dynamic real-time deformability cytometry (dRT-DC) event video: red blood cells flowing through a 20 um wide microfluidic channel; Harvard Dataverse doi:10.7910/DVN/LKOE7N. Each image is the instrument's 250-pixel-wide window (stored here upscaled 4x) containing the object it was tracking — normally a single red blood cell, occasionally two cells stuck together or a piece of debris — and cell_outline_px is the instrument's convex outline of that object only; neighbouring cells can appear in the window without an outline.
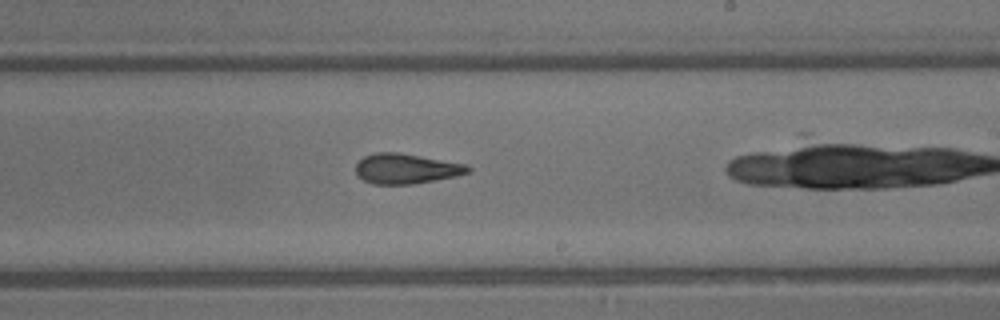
{"species": "common noctule bat (a hibernating species)", "species_latin": "Nyctalus noctula", "temperature_condition": "warm", "stored_images_in_passage": 18, "camera_frame_rate_fps": 3000, "um_per_image_px": 0.085, "animal": {"sex": "male", "body_mass_g": 13.3}, "frame": {"image": 1, "passage_image": 10, "time_ms": 3.0, "image_size_px": [1000, 320], "cell_outline_px": [[472, 172], [456, 176], [412, 184], [372, 184], [364, 180], [356, 172], [356, 164], [364, 156], [376, 152], [400, 152], [468, 164], [472, 168]], "centroid_in_image_um": [34.57, 14.32], "position_along_channel_um": 254.4, "area_um2": 19.83}}
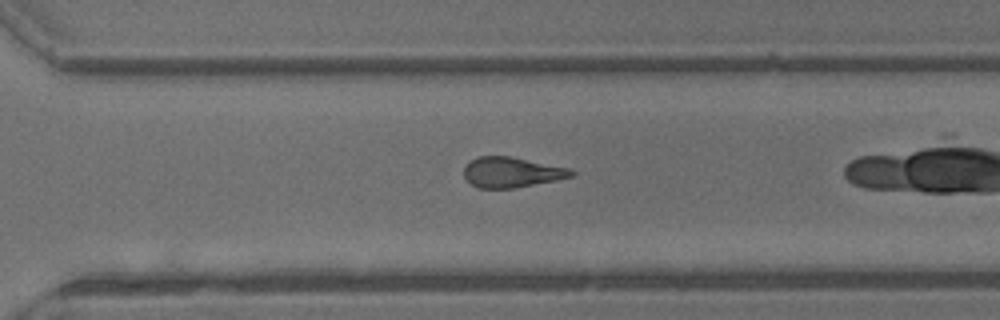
{"frame": {"image": 2, "passage_image": 14, "time_ms": 4.333, "image_size_px": [1000, 320], "cell_outline_px": [[576, 172], [572, 176], [556, 180], [512, 188], [480, 188], [472, 184], [464, 176], [464, 168], [476, 156], [512, 156], [568, 168]], "centroid_in_image_um": [43.49, 14.63], "position_along_channel_um": 327.1, "area_um2": 18.73}}
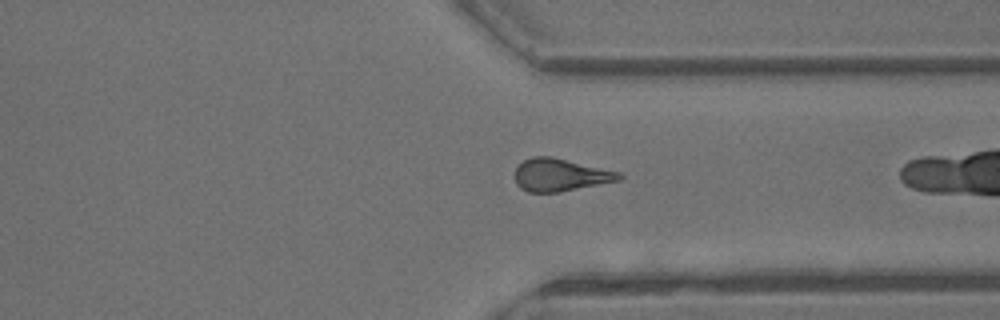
{"frame": {"image": 3, "passage_image": 16, "time_ms": 5.0, "image_size_px": [1000, 320], "cell_outline_px": [[624, 176], [620, 180], [560, 192], [528, 192], [520, 188], [516, 184], [516, 168], [524, 160], [532, 156], [548, 156], [620, 172]], "centroid_in_image_um": [47.62, 14.88], "position_along_channel_um": 363.8, "area_um2": 19.54}}